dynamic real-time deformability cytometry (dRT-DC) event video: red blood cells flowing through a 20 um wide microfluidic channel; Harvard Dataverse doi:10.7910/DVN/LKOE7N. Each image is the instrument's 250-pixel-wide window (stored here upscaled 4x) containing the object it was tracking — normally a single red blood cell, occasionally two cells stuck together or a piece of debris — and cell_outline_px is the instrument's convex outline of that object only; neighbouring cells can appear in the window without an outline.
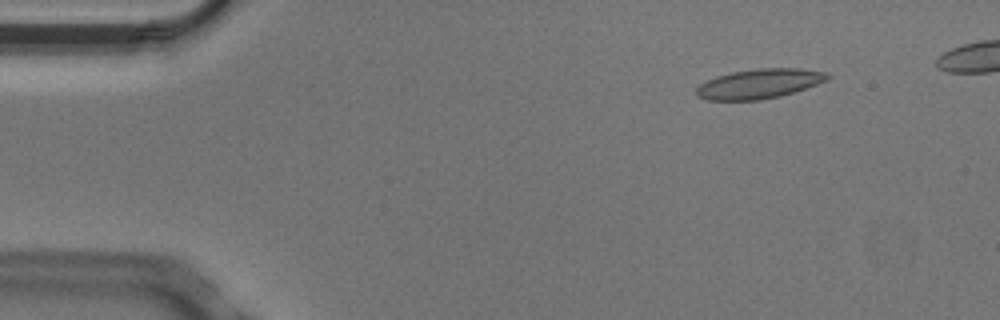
{"species": "Egyptian fruit bat (a non-hibernating species)", "species_latin": "Rousettus aegyptiacus", "temperature_condition": "cold", "stored_images_in_passage": 6, "camera_frame_rate_fps": 3000, "um_per_image_px": 0.085, "animal": {"sex": "male"}, "frame": {"image": 1, "passage_image": 2, "time_ms": 0.333, "image_size_px": [1000, 320], "cell_outline_px": [[832, 76], [828, 80], [780, 96], [760, 100], [708, 100], [696, 96], [696, 88], [700, 84], [716, 76], [732, 72], [756, 68], [800, 68], [828, 72]], "centroid_in_image_um": [64.54, 7.11], "position_along_channel_um": 20.5, "area_um2": 22.66}}